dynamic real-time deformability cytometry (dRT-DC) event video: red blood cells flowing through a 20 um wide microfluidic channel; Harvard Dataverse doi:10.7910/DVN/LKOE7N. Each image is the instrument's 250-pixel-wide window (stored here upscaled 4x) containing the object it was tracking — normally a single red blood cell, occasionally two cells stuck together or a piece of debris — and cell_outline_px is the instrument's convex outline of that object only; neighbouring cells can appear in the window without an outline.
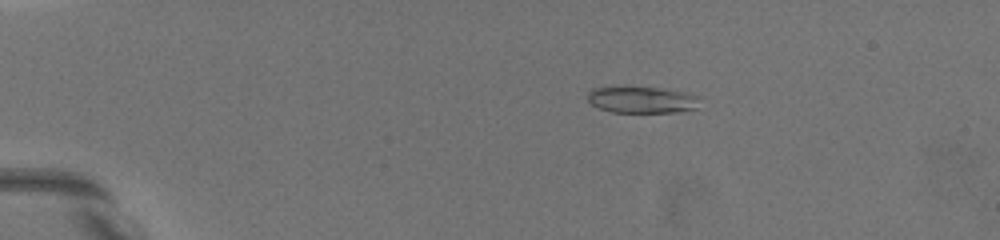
{"species": "common noctule bat (a hibernating species)", "species_latin": "Nyctalus noctula", "temperature_condition": "warm", "stored_images_in_passage": 36, "camera_frame_rate_fps": 3000, "um_per_image_px": 0.085, "animal": {"sex": "female", "body_mass_g": 19.5, "forearm_length_mm": 54.1}, "frame": {"image": 1, "passage_image": 8, "time_ms": 4.0, "image_size_px": [1000, 240], "cell_outline_px": [[696, 108], [680, 112], [612, 112], [600, 108], [592, 104], [588, 100], [588, 92], [592, 88], [656, 88], [696, 96]], "centroid_in_image_um": [54.48, 8.51], "position_along_channel_um": 30.5, "area_um2": 16.47}}
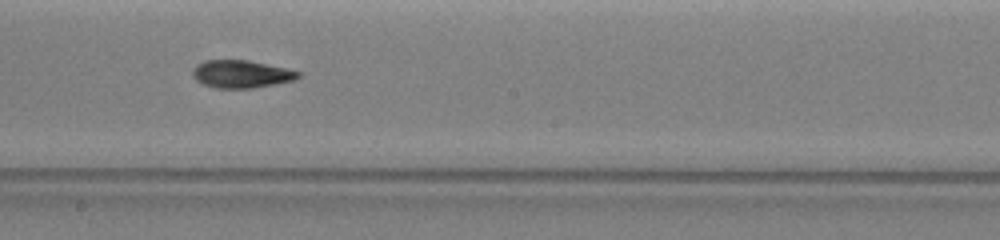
{"frame": {"image": 2, "passage_image": 23, "time_ms": 11.667, "image_size_px": [1000, 240], "cell_outline_px": [[300, 76], [292, 80], [276, 84], [252, 88], [216, 88], [204, 84], [196, 80], [192, 76], [192, 72], [196, 64], [204, 60], [248, 60], [284, 68], [300, 72]], "centroid_in_image_um": [20.46, 6.29], "position_along_channel_um": 227.7, "area_um2": 16.88}}
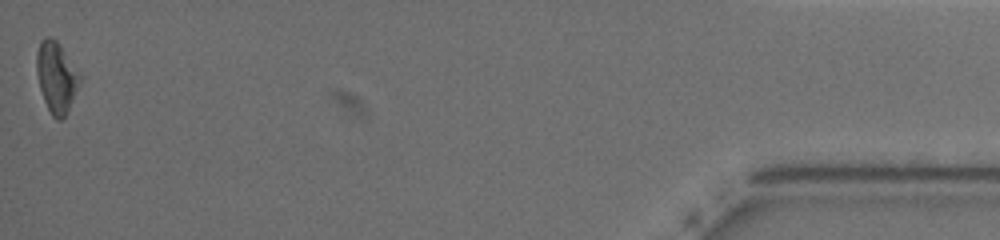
{"frame": {"image": 3, "passage_image": 36, "time_ms": 19.667, "image_size_px": [1000, 240], "cell_outline_px": [[80, 84], [64, 116], [60, 120], [56, 120], [52, 116], [44, 100], [40, 88], [36, 72], [36, 52], [40, 40], [44, 36], [48, 36], [56, 40], [80, 72]], "centroid_in_image_um": [4.77, 6.52], "position_along_channel_um": 430.4, "area_um2": 17.74}, "authors_computed_cell_mechanics": {"area_um2": 17.1088, "velocity_mm_per_s": 3.6111, "shape_relaxation_time_tau1_ms": 6.9565, "shape_relaxation_time_tau2_ms": 6.3355, "deformation_change_tau1": 0.203, "deformation_change_tau2": 0.1319}}